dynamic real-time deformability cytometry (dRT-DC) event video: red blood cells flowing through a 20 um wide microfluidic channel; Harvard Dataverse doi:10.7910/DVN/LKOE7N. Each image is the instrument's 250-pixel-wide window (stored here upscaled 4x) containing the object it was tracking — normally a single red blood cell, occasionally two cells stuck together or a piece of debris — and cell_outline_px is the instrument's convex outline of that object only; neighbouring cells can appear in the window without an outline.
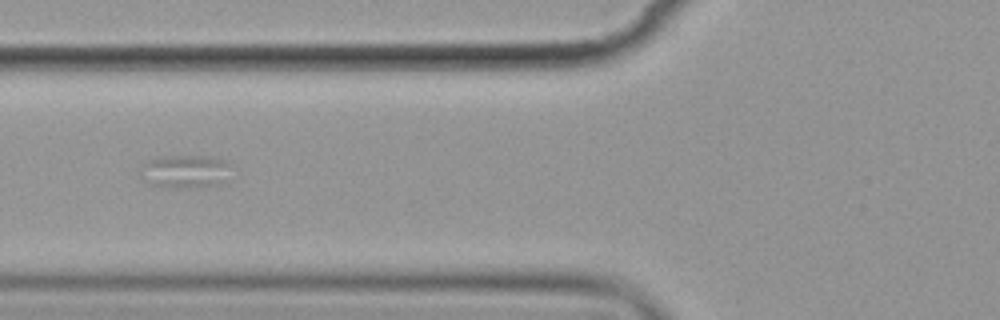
{"species": "common noctule bat (a hibernating species)", "species_latin": "Nyctalus noctula", "temperature_condition": "cold", "stored_images_in_passage": 11, "camera_frame_rate_fps": 3000, "um_per_image_px": 0.085, "animal": {"sex": "female", "body_mass_g": 19.9}, "frame": {"image": 1, "passage_image": 7, "time_ms": 8.0, "image_size_px": [1000, 320], "cell_outline_px": [[228, 164], [220, 184], [188, 188], [184, 188], [152, 184], [144, 164], [148, 160], [156, 156], [212, 156], [228, 160]], "centroid_in_image_um": [15.82, 14.52], "position_along_channel_um": 110.0, "area_um2": 16.36}}
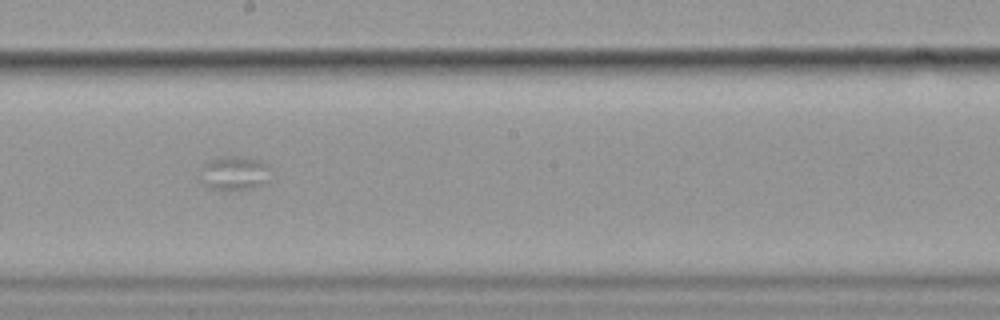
{"frame": {"image": 2, "passage_image": 10, "time_ms": 11.667, "image_size_px": [1000, 320], "cell_outline_px": [[276, 172], [272, 180], [264, 184], [252, 188], [212, 188], [204, 184], [200, 180], [200, 168], [208, 160], [220, 156], [244, 156], [260, 160], [268, 164]], "centroid_in_image_um": [20.03, 14.67], "position_along_channel_um": 228.2, "area_um2": 14.51}}
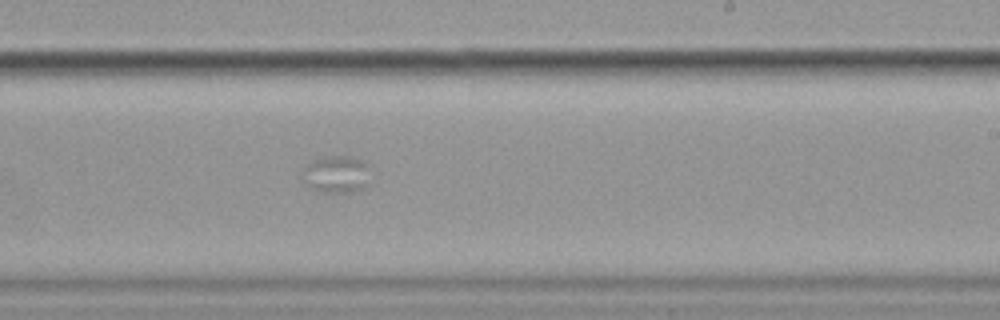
{"frame": {"image": 3, "passage_image": 11, "time_ms": 12.667, "image_size_px": [1000, 320], "cell_outline_px": [[368, 164], [364, 188], [360, 192], [324, 192], [312, 188], [304, 184], [300, 180], [300, 172], [312, 160], [324, 156], [348, 156], [360, 160]], "centroid_in_image_um": [28.5, 14.82], "position_along_channel_um": 260.5, "area_um2": 14.8}}